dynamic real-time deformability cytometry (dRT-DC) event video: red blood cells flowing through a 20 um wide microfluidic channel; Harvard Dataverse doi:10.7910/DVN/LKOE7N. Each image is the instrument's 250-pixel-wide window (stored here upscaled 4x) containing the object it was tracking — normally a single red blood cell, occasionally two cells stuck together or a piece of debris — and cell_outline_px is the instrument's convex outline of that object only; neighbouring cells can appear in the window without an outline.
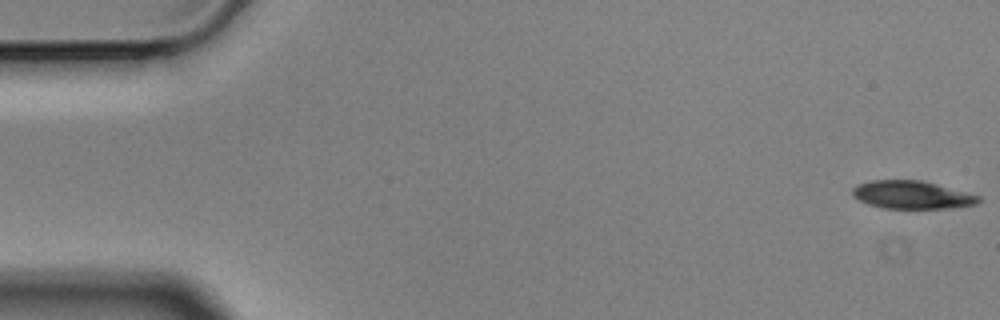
{"species": "Egyptian fruit bat (a non-hibernating species)", "species_latin": "Rousettus aegyptiacus", "temperature_condition": "cold", "stored_images_in_passage": 5, "camera_frame_rate_fps": 3000, "um_per_image_px": 0.085, "animal": {"sex": "male"}, "frame": {"image": 1, "passage_image": 1, "time_ms": 0.0, "image_size_px": [1000, 320], "cell_outline_px": [[980, 200], [976, 204], [952, 208], [884, 208], [868, 204], [852, 196], [852, 188], [856, 184], [868, 180], [920, 180], [936, 184], [980, 196]], "centroid_in_image_um": [77.46, 16.55], "position_along_channel_um": 7.5, "area_um2": 20.46}}
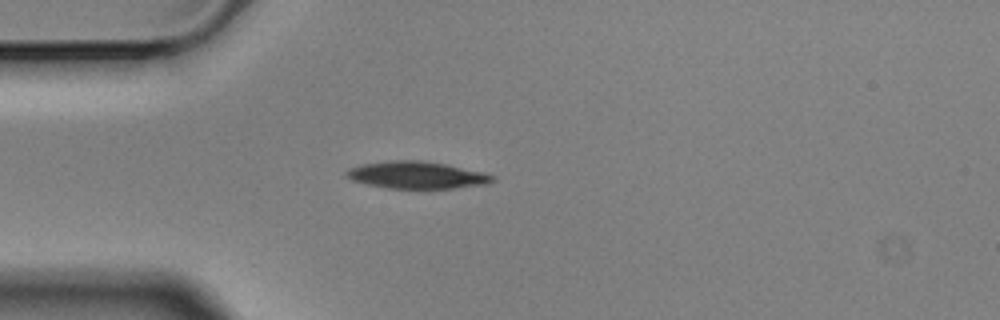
{"frame": {"image": 2, "passage_image": 5, "time_ms": 1.333, "image_size_px": [1000, 320], "cell_outline_px": [[496, 180], [488, 184], [452, 188], [388, 188], [368, 184], [352, 180], [344, 176], [344, 172], [348, 168], [360, 164], [392, 160], [424, 160], [484, 172], [496, 176]], "centroid_in_image_um": [35.41, 14.87], "position_along_channel_um": 49.6, "area_um2": 23.24}}